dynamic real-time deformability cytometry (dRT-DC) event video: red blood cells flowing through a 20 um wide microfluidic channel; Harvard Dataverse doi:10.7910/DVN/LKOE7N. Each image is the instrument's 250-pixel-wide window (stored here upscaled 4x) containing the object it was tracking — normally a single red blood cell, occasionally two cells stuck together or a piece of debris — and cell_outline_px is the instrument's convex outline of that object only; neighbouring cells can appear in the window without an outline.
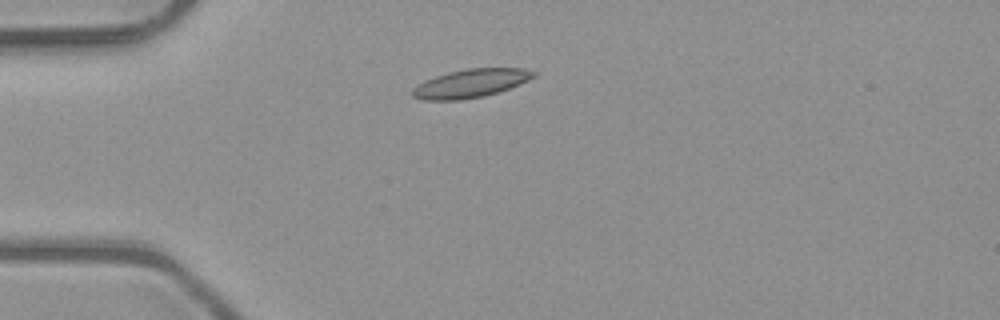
{"species": "common noctule bat (a hibernating species)", "species_latin": "Nyctalus noctula", "temperature_condition": "room temperature", "stored_images_in_passage": 6, "camera_frame_rate_fps": 3000, "um_per_image_px": 0.085, "animal": {"sex": "male", "body_mass_g": 23.1, "forearm_length_mm": 52.7}, "frame": {"image": 1, "passage_image": 3, "time_ms": 0.667, "image_size_px": [1000, 320], "cell_outline_px": [[540, 72], [536, 76], [520, 84], [484, 96], [460, 100], [424, 100], [412, 96], [408, 92], [416, 84], [424, 80], [448, 72], [468, 68], [524, 68]], "centroid_in_image_um": [39.98, 7.08], "position_along_channel_um": 45.0, "area_um2": 20.29}}
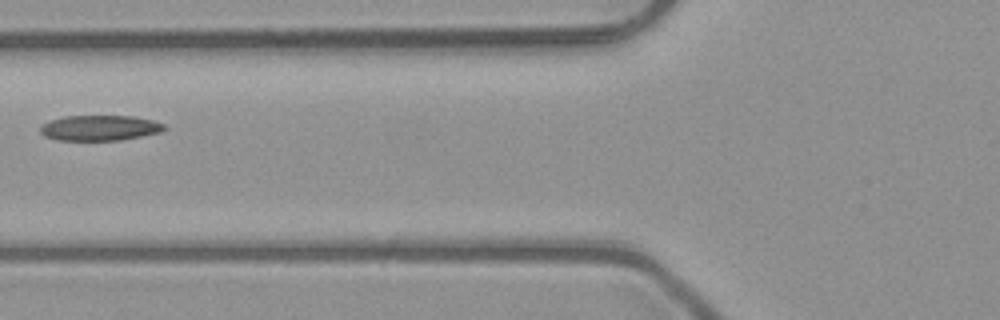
{"frame": {"image": 2, "passage_image": 5, "time_ms": 1.333, "image_size_px": [1000, 320], "cell_outline_px": [[164, 128], [160, 132], [120, 140], [56, 140], [44, 136], [40, 132], [40, 124], [48, 120], [64, 116], [136, 116], [152, 120], [164, 124]], "centroid_in_image_um": [8.4, 10.86], "position_along_channel_um": 117.4, "area_um2": 18.38}}
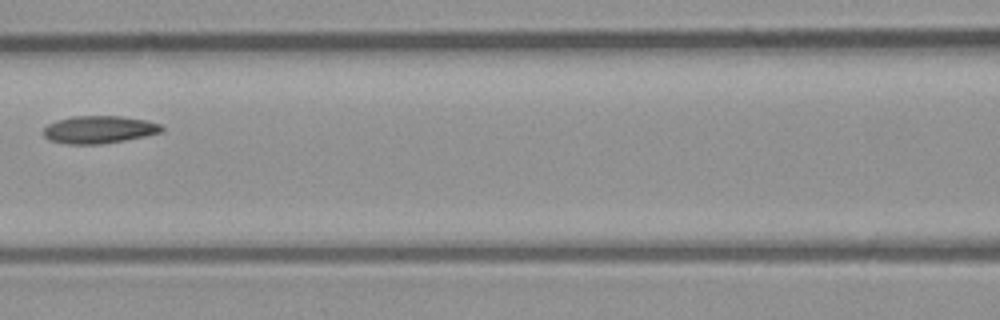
{"frame": {"image": 3, "passage_image": 6, "time_ms": 1.667, "image_size_px": [1000, 320], "cell_outline_px": [[164, 132], [124, 140], [100, 144], [68, 144], [48, 140], [44, 136], [44, 128], [48, 124], [56, 120], [72, 116], [120, 116], [148, 120], [160, 124], [164, 128]], "centroid_in_image_um": [8.43, 11.01], "position_along_channel_um": 158.2, "area_um2": 19.07}}